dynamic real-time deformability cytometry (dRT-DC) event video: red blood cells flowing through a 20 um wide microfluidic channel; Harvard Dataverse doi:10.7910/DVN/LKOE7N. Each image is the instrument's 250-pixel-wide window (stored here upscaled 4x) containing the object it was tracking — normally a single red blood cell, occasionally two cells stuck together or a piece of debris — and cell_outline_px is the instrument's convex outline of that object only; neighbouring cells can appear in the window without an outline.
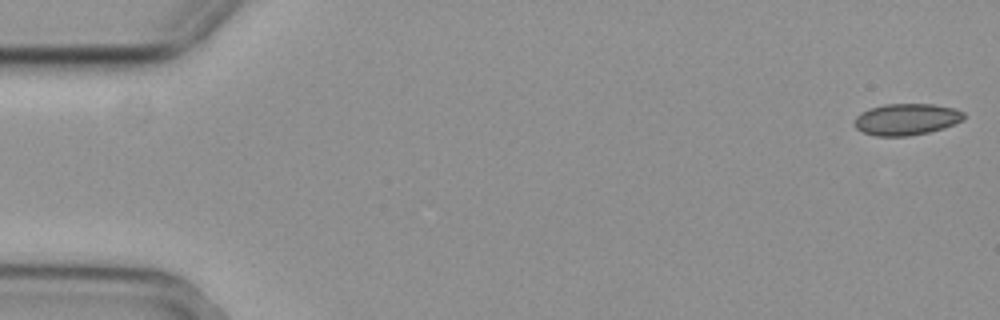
{"species": "common noctule bat (a hibernating species)", "species_latin": "Nyctalus noctula", "temperature_condition": "cold", "stored_images_in_passage": 15, "camera_frame_rate_fps": 3000, "um_per_image_px": 0.085, "animal": {"sex": "female", "body_mass_g": 29.2, "forearm_length_mm": 56.3}, "frame": {"image": 1, "passage_image": 1, "time_ms": 0.0, "image_size_px": [1000, 320], "cell_outline_px": [[964, 120], [944, 128], [928, 132], [908, 136], [876, 136], [864, 132], [856, 128], [852, 124], [852, 120], [860, 112], [868, 108], [884, 104], [932, 104], [956, 108], [964, 112]], "centroid_in_image_um": [77.02, 10.13], "position_along_channel_um": 8.0, "area_um2": 20.4}}
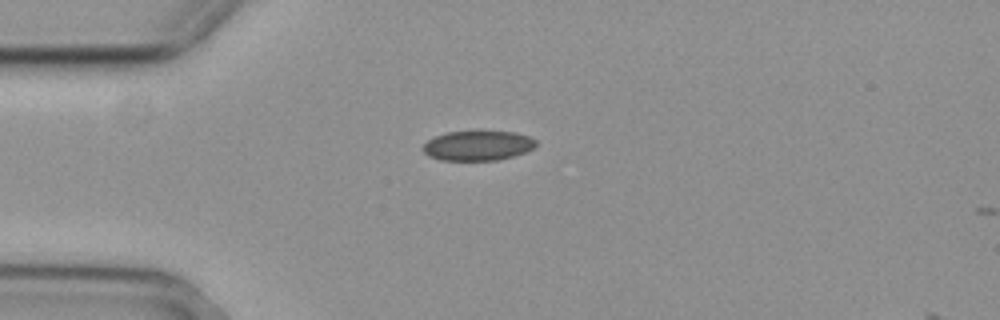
{"frame": {"image": 2, "passage_image": 14, "time_ms": 4.333, "image_size_px": [1000, 320], "cell_outline_px": [[536, 144], [532, 148], [524, 152], [512, 156], [496, 160], [440, 160], [428, 156], [420, 148], [428, 140], [436, 136], [448, 132], [516, 132], [528, 136], [536, 140]], "centroid_in_image_um": [40.57, 12.38], "position_along_channel_um": 44.4, "area_um2": 19.36}}